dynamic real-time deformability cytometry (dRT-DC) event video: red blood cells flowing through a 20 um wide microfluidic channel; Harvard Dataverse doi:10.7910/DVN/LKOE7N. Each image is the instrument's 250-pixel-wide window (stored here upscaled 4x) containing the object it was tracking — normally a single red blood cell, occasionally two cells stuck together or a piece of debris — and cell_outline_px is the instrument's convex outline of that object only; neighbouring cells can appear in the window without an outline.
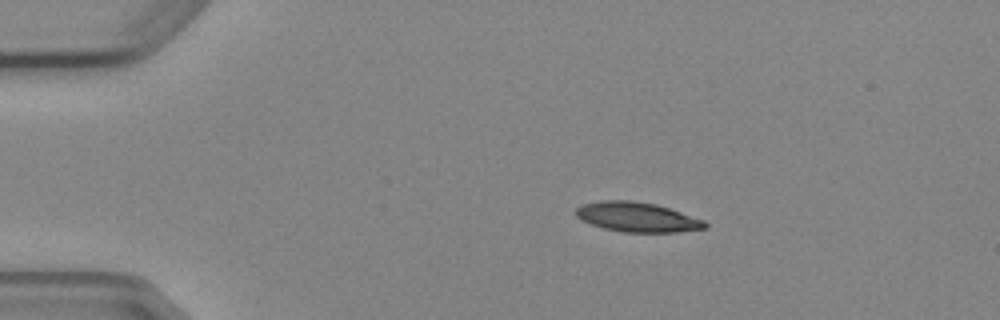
{"species": "Egyptian fruit bat (a non-hibernating species)", "species_latin": "Rousettus aegyptiacus", "temperature_condition": "cold", "stored_images_in_passage": 4, "camera_frame_rate_fps": 3000, "um_per_image_px": 0.085, "animal": {"sex": "female"}, "frame": {"image": 1, "passage_image": 1, "time_ms": 0.0, "image_size_px": [1000, 320], "cell_outline_px": [[708, 228], [676, 232], [624, 232], [604, 228], [580, 220], [576, 216], [576, 208], [584, 204], [600, 200], [632, 200], [656, 204], [704, 220], [708, 224]], "centroid_in_image_um": [54.16, 18.45], "position_along_channel_um": 30.8, "area_um2": 22.25}}
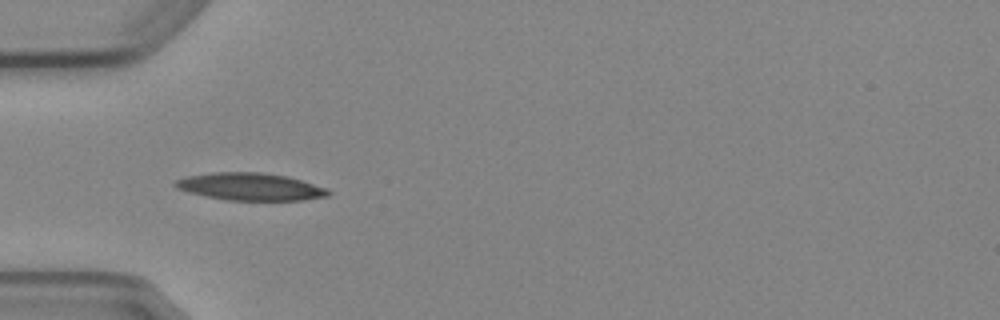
{"frame": {"image": 2, "passage_image": 3, "time_ms": 2.333, "image_size_px": [1000, 320], "cell_outline_px": [[332, 192], [328, 196], [304, 200], [228, 200], [204, 196], [188, 192], [176, 188], [172, 184], [176, 180], [188, 176], [212, 172], [260, 172], [288, 176], [328, 188]], "centroid_in_image_um": [21.29, 15.86], "position_along_channel_um": 63.7, "area_um2": 24.57}}
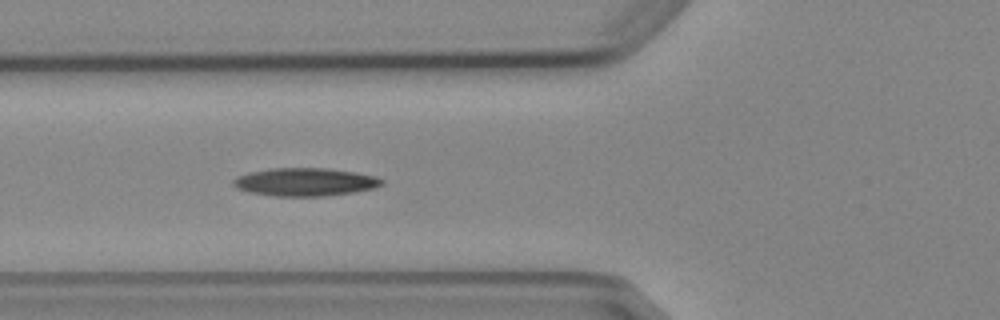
{"frame": {"image": 3, "passage_image": 4, "time_ms": 3.333, "image_size_px": [1000, 320], "cell_outline_px": [[384, 184], [376, 188], [352, 192], [324, 196], [276, 196], [248, 192], [236, 188], [232, 184], [232, 180], [236, 176], [248, 172], [268, 168], [328, 168], [356, 172], [376, 176], [384, 180]], "centroid_in_image_um": [25.92, 15.46], "position_along_channel_um": 99.9, "area_um2": 24.57}}